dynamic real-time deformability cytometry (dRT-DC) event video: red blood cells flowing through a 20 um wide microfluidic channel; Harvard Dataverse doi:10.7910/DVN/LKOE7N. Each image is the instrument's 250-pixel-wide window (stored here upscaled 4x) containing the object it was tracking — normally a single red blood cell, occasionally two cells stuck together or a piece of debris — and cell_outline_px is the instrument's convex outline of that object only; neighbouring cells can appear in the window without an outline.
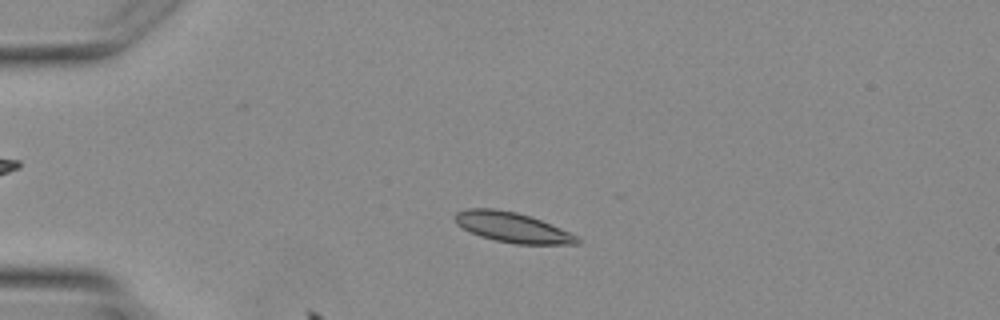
{"species": "Egyptian fruit bat (a non-hibernating species)", "species_latin": "Rousettus aegyptiacus", "temperature_condition": "warm", "stored_images_in_passage": 4, "camera_frame_rate_fps": 3000, "um_per_image_px": 0.085, "animal": {"sex": "female"}, "frame": {"image": 1, "passage_image": 3, "time_ms": 2.667, "image_size_px": [1000, 320], "cell_outline_px": [[580, 244], [516, 244], [496, 240], [480, 236], [456, 224], [456, 212], [468, 208], [496, 208], [516, 212], [540, 220], [560, 228], [576, 236], [580, 240]], "centroid_in_image_um": [43.54, 19.32], "position_along_channel_um": 41.5, "area_um2": 21.04}}